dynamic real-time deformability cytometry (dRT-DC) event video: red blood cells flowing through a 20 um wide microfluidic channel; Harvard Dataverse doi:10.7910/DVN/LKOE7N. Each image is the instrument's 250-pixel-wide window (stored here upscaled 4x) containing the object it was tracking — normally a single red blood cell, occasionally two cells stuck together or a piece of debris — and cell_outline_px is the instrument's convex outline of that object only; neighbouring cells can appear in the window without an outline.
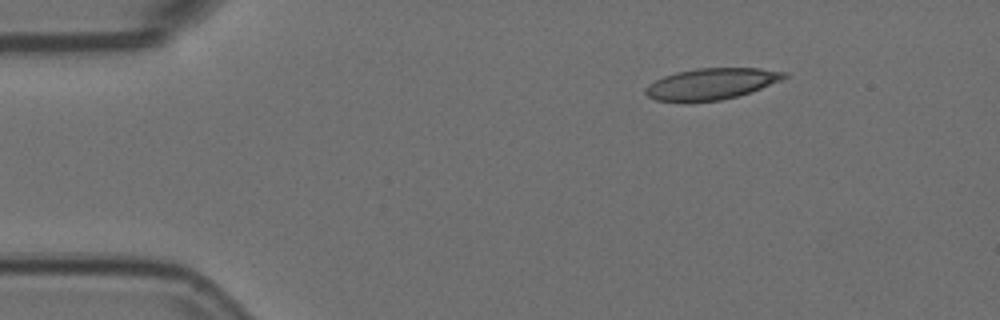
{"species": "Egyptian fruit bat (a non-hibernating species)", "species_latin": "Rousettus aegyptiacus", "temperature_condition": "room temperature", "stored_images_in_passage": 4, "camera_frame_rate_fps": 3000, "um_per_image_px": 0.085, "animal": {"sex": "female"}, "frame": {"image": 1, "passage_image": 1, "time_ms": 0.0, "image_size_px": [1000, 320], "cell_outline_px": [[788, 76], [780, 80], [760, 88], [736, 96], [720, 100], [688, 104], [656, 100], [648, 96], [644, 92], [644, 88], [648, 84], [664, 76], [676, 72], [696, 68], [760, 68], [788, 72]], "centroid_in_image_um": [60.39, 7.15], "position_along_channel_um": 24.6, "area_um2": 25.61}}
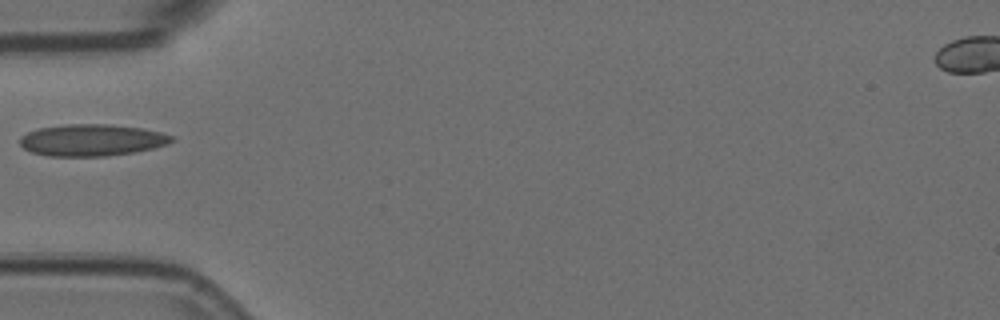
{"frame": {"image": 2, "passage_image": 3, "time_ms": 0.667, "image_size_px": [1000, 320], "cell_outline_px": [[176, 140], [168, 144], [136, 152], [108, 156], [48, 156], [32, 152], [24, 148], [20, 144], [20, 136], [36, 128], [64, 124], [108, 124], [140, 128], [160, 132], [172, 136]], "centroid_in_image_um": [7.79, 11.91], "position_along_channel_um": 77.2, "area_um2": 28.21}}
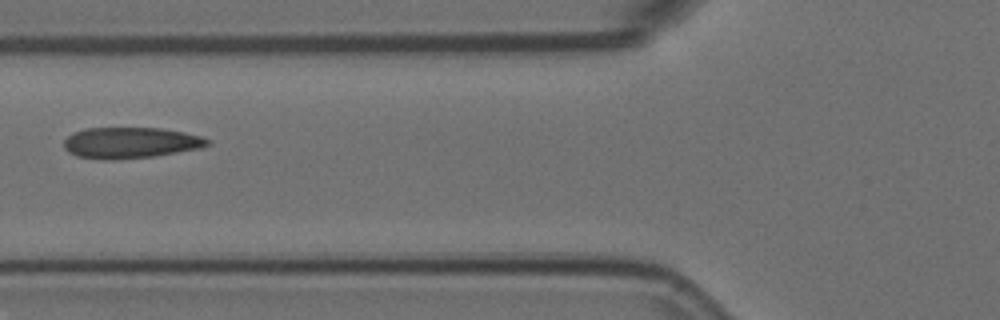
{"frame": {"image": 3, "passage_image": 4, "time_ms": 1.0, "image_size_px": [1000, 320], "cell_outline_px": [[212, 144], [200, 148], [156, 156], [116, 160], [104, 160], [76, 156], [68, 152], [64, 148], [64, 140], [72, 132], [84, 128], [160, 128], [184, 132], [200, 136], [212, 140]], "centroid_in_image_um": [11.09, 12.14], "position_along_channel_um": 114.7, "area_um2": 26.3}}